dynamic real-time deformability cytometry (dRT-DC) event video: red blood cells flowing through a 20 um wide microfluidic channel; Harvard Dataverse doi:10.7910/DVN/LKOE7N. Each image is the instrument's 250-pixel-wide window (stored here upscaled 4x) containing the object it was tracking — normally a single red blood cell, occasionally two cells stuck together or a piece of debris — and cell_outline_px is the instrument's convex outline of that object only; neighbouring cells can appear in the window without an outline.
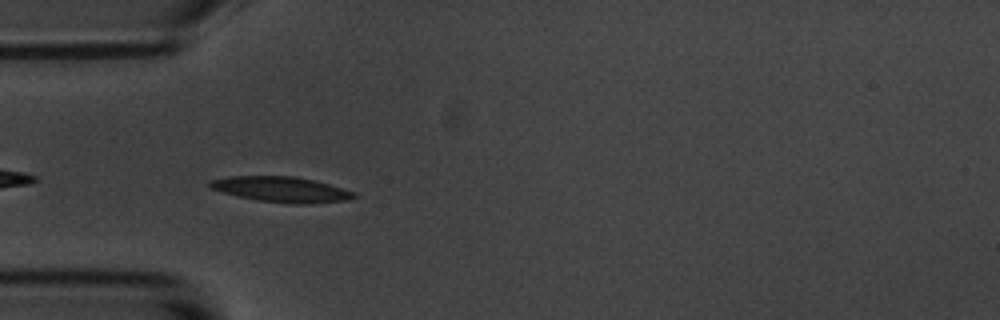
{"species": "common noctule bat (a hibernating species)", "species_latin": "Nyctalus noctula", "temperature_condition": "room temperature", "stored_images_in_passage": 5, "camera_frame_rate_fps": 3000, "um_per_image_px": 0.085, "animal": {"sex": "male", "body_mass_g": 20.1, "forearm_length_mm": 53.5}, "frame": {"image": 1, "passage_image": 4, "time_ms": 4.333, "image_size_px": [1000, 320], "cell_outline_px": [[356, 196], [344, 200], [308, 204], [292, 204], [256, 200], [236, 196], [212, 188], [208, 184], [208, 180], [228, 176], [296, 176], [328, 184], [356, 192]], "centroid_in_image_um": [23.87, 16.09], "position_along_channel_um": 61.1, "area_um2": 21.27}}